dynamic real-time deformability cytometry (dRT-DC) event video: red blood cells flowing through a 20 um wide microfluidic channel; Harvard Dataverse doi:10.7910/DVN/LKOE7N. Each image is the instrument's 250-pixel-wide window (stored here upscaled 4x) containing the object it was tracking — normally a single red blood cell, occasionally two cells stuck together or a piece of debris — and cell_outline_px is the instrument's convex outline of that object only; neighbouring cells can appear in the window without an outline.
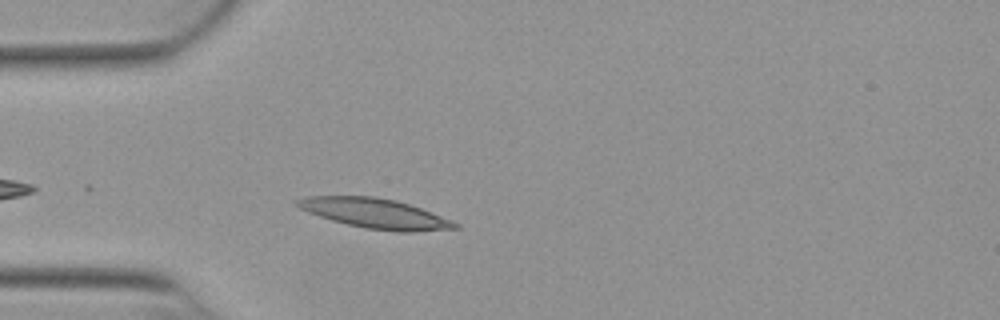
{"species": "Egyptian fruit bat (a non-hibernating species)", "species_latin": "Rousettus aegyptiacus", "temperature_condition": "warm", "stored_images_in_passage": 8, "camera_frame_rate_fps": 3000, "um_per_image_px": 0.085, "animal": {"sex": "female"}, "frame": {"image": 1, "passage_image": 4, "time_ms": 1.0, "image_size_px": [1000, 320], "cell_outline_px": [[460, 228], [416, 232], [396, 232], [364, 228], [332, 220], [308, 212], [300, 208], [292, 200], [308, 196], [376, 196], [396, 200], [420, 208], [452, 220], [460, 224]], "centroid_in_image_um": [31.91, 18.14], "position_along_channel_um": 53.1, "area_um2": 27.51}}
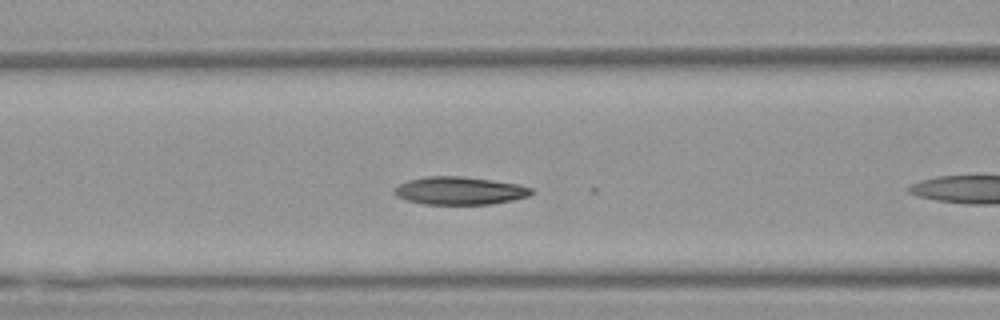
{"frame": {"image": 2, "passage_image": 7, "time_ms": 2.0, "image_size_px": [1000, 320], "cell_outline_px": [[532, 192], [528, 196], [512, 200], [492, 204], [424, 204], [404, 200], [396, 196], [396, 188], [400, 184], [408, 180], [428, 176], [464, 176], [516, 184], [532, 188]], "centroid_in_image_um": [39.05, 16.21], "position_along_channel_um": 127.5, "area_um2": 22.02}}